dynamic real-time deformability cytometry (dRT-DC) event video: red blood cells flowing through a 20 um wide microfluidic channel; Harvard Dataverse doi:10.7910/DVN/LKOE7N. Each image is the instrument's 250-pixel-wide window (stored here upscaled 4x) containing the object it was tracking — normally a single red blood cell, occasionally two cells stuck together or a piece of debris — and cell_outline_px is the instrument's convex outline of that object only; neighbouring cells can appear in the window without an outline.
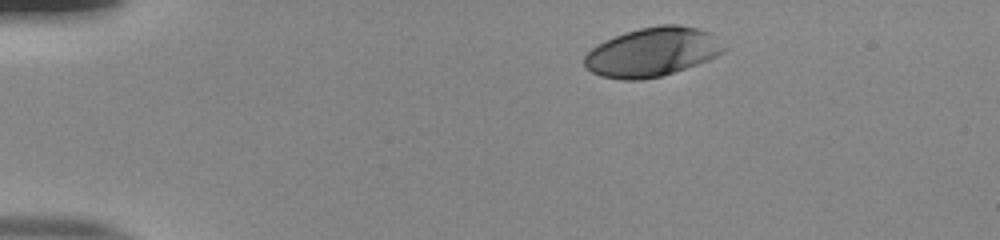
{"species": "human", "species_latin": "Homo sapiens", "temperature_condition": "room temperature", "stored_images_in_passage": 37, "camera_frame_rate_fps": 3000, "um_per_image_px": 0.085, "donor": {"sex": "male"}, "frame": {"image": 1, "passage_image": 1, "time_ms": 0.0, "image_size_px": [1000, 240], "cell_outline_px": [[728, 48], [724, 52], [708, 60], [660, 76], [640, 80], [624, 80], [600, 76], [592, 72], [584, 64], [584, 56], [592, 48], [604, 40], [640, 28], [660, 24], [676, 24], [696, 28], [708, 32]], "centroid_in_image_um": [55.44, 4.42], "position_along_channel_um": 29.6, "area_um2": 39.42}}
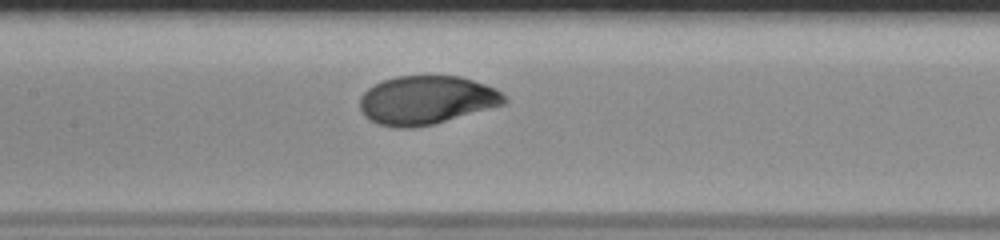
{"frame": {"image": 2, "passage_image": 18, "time_ms": 5.667, "image_size_px": [1000, 240], "cell_outline_px": [[508, 100], [504, 104], [432, 124], [412, 128], [396, 128], [376, 124], [368, 120], [364, 116], [360, 108], [360, 96], [368, 88], [384, 80], [396, 76], [460, 76], [496, 88]], "centroid_in_image_um": [36.2, 8.51], "position_along_channel_um": 171.2, "area_um2": 40.75}}
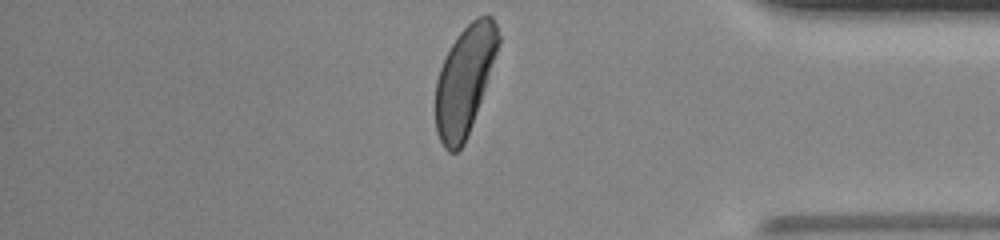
{"frame": {"image": 3, "passage_image": 37, "time_ms": 12.0, "image_size_px": [1000, 240], "cell_outline_px": [[500, 44], [480, 100], [464, 144], [456, 152], [448, 152], [444, 148], [436, 132], [436, 80], [440, 68], [452, 44], [460, 32], [472, 20], [480, 16], [492, 16], [496, 24], [500, 36]], "centroid_in_image_um": [39.49, 6.82], "position_along_channel_um": 395.7, "area_um2": 38.96}, "authors_computed_cell_mechanics": {"area_um2": 40.8646, "velocity_mm_per_s": 3.8698, "shape_relaxation_time_tau1_ms": 2.398, "shape_relaxation_time_tau2_ms": null, "deformation_change_tau1": 0.1519, "deformation_change_tau2": null}}